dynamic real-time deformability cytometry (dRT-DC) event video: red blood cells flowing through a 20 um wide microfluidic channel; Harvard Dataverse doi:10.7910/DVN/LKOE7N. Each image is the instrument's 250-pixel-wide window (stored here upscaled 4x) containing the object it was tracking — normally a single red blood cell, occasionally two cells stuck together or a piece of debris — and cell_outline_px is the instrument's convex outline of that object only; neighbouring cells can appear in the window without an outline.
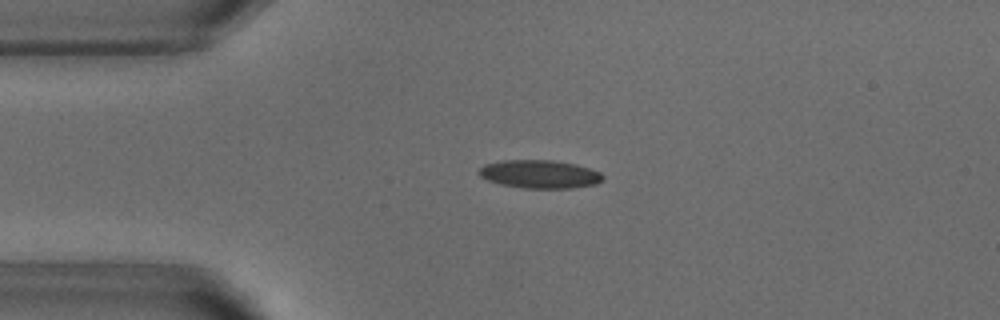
{"species": "common noctule bat (a hibernating species)", "species_latin": "Nyctalus noctula", "temperature_condition": "warm", "stored_images_in_passage": 53, "camera_frame_rate_fps": 3000, "um_per_image_px": 0.085, "animal": {"sex": "male", "body_mass_g": 18.8}, "frame": {"image": 1, "passage_image": 12, "time_ms": 3.667, "image_size_px": [1000, 320], "cell_outline_px": [[604, 180], [596, 184], [572, 188], [524, 188], [500, 184], [488, 180], [480, 176], [480, 168], [484, 164], [504, 160], [552, 160], [576, 164], [600, 172], [604, 176]], "centroid_in_image_um": [45.9, 14.8], "position_along_channel_um": 39.1, "area_um2": 20.35}}
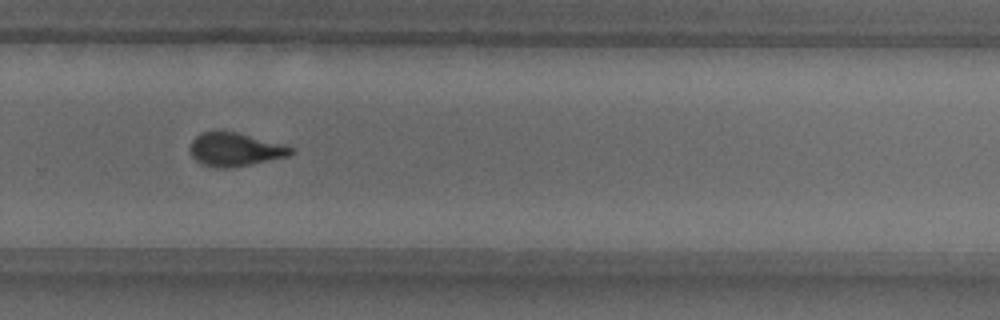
{"frame": {"image": 2, "passage_image": 35, "time_ms": 11.333, "image_size_px": [1000, 320], "cell_outline_px": [[296, 152], [288, 156], [252, 164], [228, 168], [216, 168], [200, 164], [192, 156], [192, 140], [200, 132], [216, 128], [236, 132], [284, 144], [296, 148]], "centroid_in_image_um": [19.99, 12.68], "position_along_channel_um": 309.8, "area_um2": 20.11}}
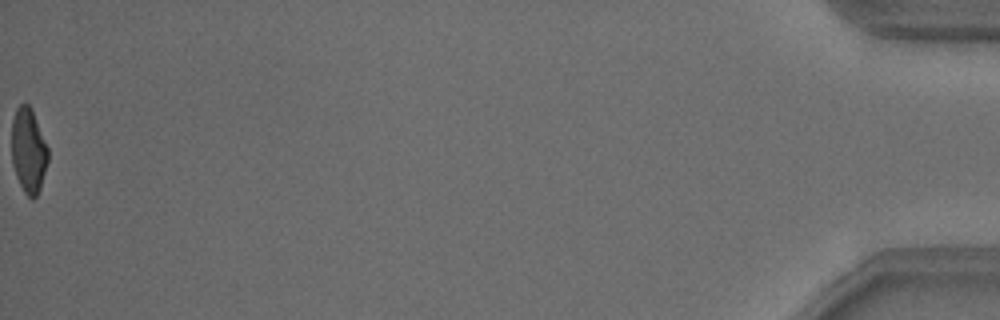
{"frame": {"image": 3, "passage_image": 53, "time_ms": 17.333, "image_size_px": [1000, 320], "cell_outline_px": [[48, 160], [40, 188], [36, 196], [32, 200], [24, 192], [16, 176], [12, 164], [12, 120], [16, 108], [20, 104], [28, 104], [32, 108], [48, 148]], "centroid_in_image_um": [2.42, 12.78], "position_along_channel_um": 432.8, "area_um2": 17.98}, "authors_computed_cell_mechanics": {"area_um2": 19.8254, "velocity_mm_per_s": 3.8156, "shape_relaxation_time_tau1_ms": 6.5989, "shape_relaxation_time_tau2_ms": 1.4958, "deformation_change_tau1": 0.1865, "deformation_change_tau2": 0.0832}}